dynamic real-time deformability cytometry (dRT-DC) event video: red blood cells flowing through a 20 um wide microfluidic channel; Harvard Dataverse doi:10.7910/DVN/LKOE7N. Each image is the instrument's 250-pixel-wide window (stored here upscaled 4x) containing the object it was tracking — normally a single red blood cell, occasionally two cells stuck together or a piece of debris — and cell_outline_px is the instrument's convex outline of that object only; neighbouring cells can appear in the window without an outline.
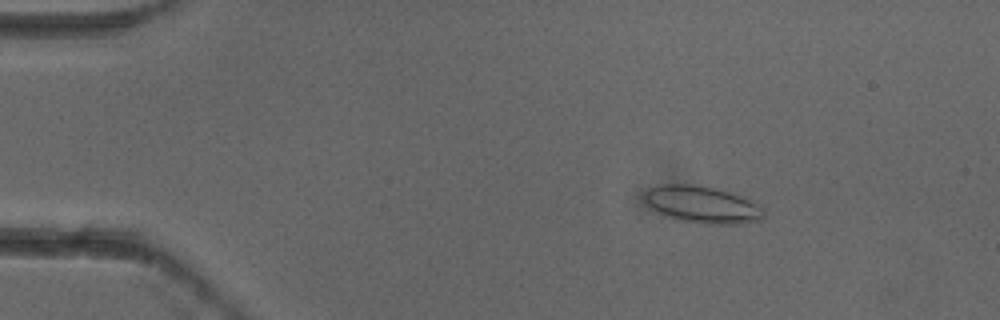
{"species": "common noctule bat (a hibernating species)", "species_latin": "Nyctalus noctula", "temperature_condition": "cold", "stored_images_in_passage": 4, "camera_frame_rate_fps": 3000, "um_per_image_px": 0.085, "animal": {"sex": "female"}, "frame": {"image": 1, "passage_image": 2, "time_ms": 0.333, "image_size_px": [1000, 320], "cell_outline_px": [[764, 216], [760, 220], [736, 224], [708, 224], [680, 220], [660, 212], [652, 208], [644, 200], [644, 192], [648, 188], [656, 184], [692, 184], [712, 188], [728, 192], [748, 200], [764, 208]], "centroid_in_image_um": [59.66, 17.38], "position_along_channel_um": 25.3, "area_um2": 25.32}}